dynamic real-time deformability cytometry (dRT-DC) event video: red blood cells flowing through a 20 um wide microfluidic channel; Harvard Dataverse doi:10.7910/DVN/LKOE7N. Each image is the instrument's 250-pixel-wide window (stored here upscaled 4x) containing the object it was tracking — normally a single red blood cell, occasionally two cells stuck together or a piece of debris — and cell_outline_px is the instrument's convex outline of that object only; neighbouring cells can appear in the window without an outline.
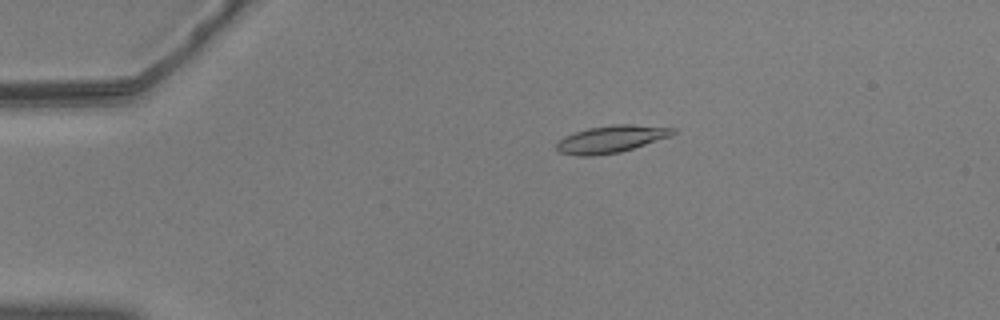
{"species": "common noctule bat (a hibernating species)", "species_latin": "Nyctalus noctula", "temperature_condition": "warm", "stored_images_in_passage": 57, "camera_frame_rate_fps": 3000, "um_per_image_px": 0.085, "animal": {"sex": "male", "body_mass_g": 20.5, "forearm_length_mm": 52.5}, "frame": {"image": 1, "passage_image": 12, "time_ms": 3.667, "image_size_px": [1000, 320], "cell_outline_px": [[676, 132], [672, 136], [620, 152], [592, 156], [580, 156], [560, 152], [556, 148], [556, 144], [564, 136], [588, 128], [612, 124], [632, 124], [676, 128]], "centroid_in_image_um": [51.98, 11.81], "position_along_channel_um": 33.0, "area_um2": 18.44}}
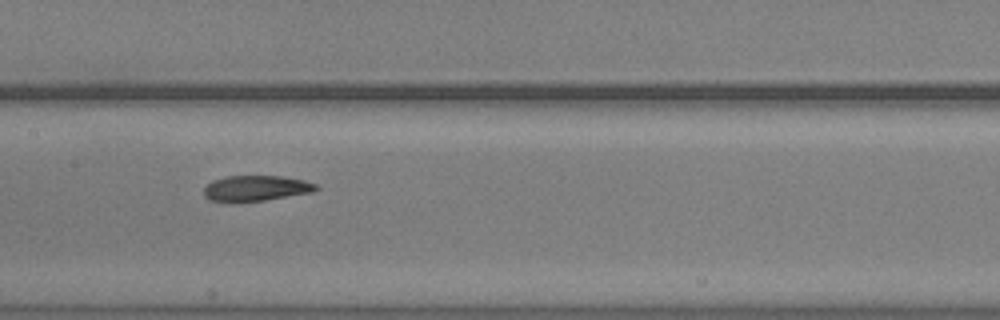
{"frame": {"image": 2, "passage_image": 29, "time_ms": 9.333, "image_size_px": [1000, 320], "cell_outline_px": [[320, 188], [312, 192], [264, 200], [208, 200], [204, 196], [204, 188], [212, 180], [228, 176], [280, 176], [304, 180], [316, 184]], "centroid_in_image_um": [21.78, 15.97], "position_along_channel_um": 185.6, "area_um2": 16.24}}
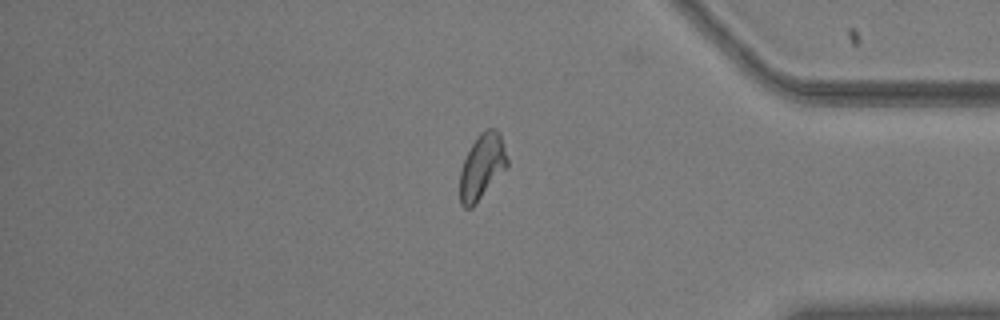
{"frame": {"image": 3, "passage_image": 48, "time_ms": 15.667, "image_size_px": [1000, 320], "cell_outline_px": [[508, 168], [476, 204], [472, 208], [464, 208], [460, 204], [460, 172], [464, 160], [476, 136], [480, 132], [488, 128], [496, 128], [500, 132], [504, 144], [508, 160]], "centroid_in_image_um": [41.0, 14.17], "position_along_channel_um": 394.2, "area_um2": 18.38}, "authors_computed_cell_mechanics": {"area_um2": 17.7446, "velocity_mm_per_s": 3.6356, "shape_relaxation_time_tau1_ms": null, "shape_relaxation_time_tau2_ms": 3.7836, "deformation_change_tau1": null, "deformation_change_tau2": 0.0995}}